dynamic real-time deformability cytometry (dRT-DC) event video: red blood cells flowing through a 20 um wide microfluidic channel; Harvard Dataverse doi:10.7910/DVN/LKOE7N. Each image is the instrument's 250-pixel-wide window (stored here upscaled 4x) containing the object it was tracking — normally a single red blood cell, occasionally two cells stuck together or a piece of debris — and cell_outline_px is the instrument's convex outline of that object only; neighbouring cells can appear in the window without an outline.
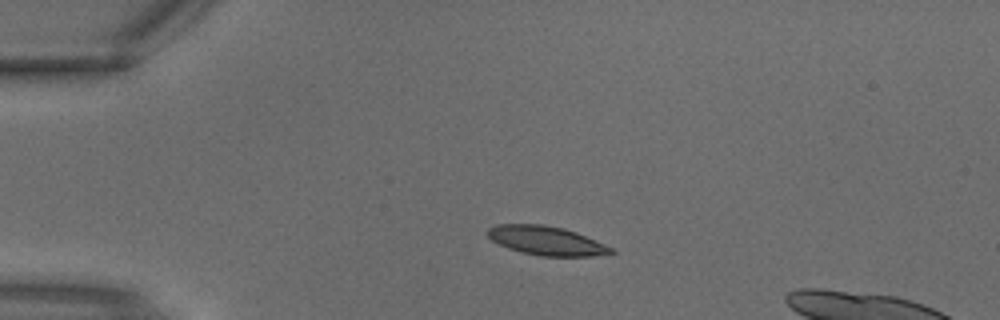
{"species": "common noctule bat (a hibernating species)", "species_latin": "Nyctalus noctula", "temperature_condition": "warm", "stored_images_in_passage": 2, "camera_frame_rate_fps": 3000, "um_per_image_px": 0.085, "animal": {"sex": "male", "body_mass_g": 18.8}, "frame": {"image": 1, "passage_image": 1, "time_ms": 0.0, "image_size_px": [1000, 320], "cell_outline_px": [[616, 252], [592, 256], [540, 256], [520, 252], [508, 248], [492, 240], [488, 236], [488, 228], [496, 224], [540, 224], [564, 228], [576, 232], [604, 244], [612, 248]], "centroid_in_image_um": [46.42, 20.45], "position_along_channel_um": 38.6, "area_um2": 20.69}}